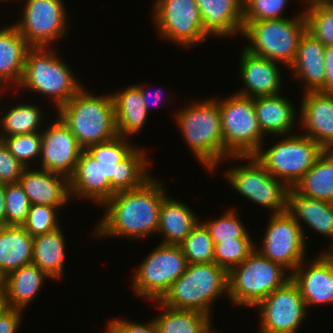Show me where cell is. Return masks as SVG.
Wrapping results in <instances>:
<instances>
[{
    "instance_id": "30",
    "label": "cell",
    "mask_w": 333,
    "mask_h": 333,
    "mask_svg": "<svg viewBox=\"0 0 333 333\" xmlns=\"http://www.w3.org/2000/svg\"><path fill=\"white\" fill-rule=\"evenodd\" d=\"M194 214L185 203L166 196L160 206L157 230L165 237L162 243L179 245L199 222Z\"/></svg>"
},
{
    "instance_id": "52",
    "label": "cell",
    "mask_w": 333,
    "mask_h": 333,
    "mask_svg": "<svg viewBox=\"0 0 333 333\" xmlns=\"http://www.w3.org/2000/svg\"><path fill=\"white\" fill-rule=\"evenodd\" d=\"M7 308L5 301V293H0V313Z\"/></svg>"
},
{
    "instance_id": "25",
    "label": "cell",
    "mask_w": 333,
    "mask_h": 333,
    "mask_svg": "<svg viewBox=\"0 0 333 333\" xmlns=\"http://www.w3.org/2000/svg\"><path fill=\"white\" fill-rule=\"evenodd\" d=\"M285 212L293 217L301 228L302 220L313 230L333 241V203L309 198L294 187H288ZM329 253L333 254V250Z\"/></svg>"
},
{
    "instance_id": "36",
    "label": "cell",
    "mask_w": 333,
    "mask_h": 333,
    "mask_svg": "<svg viewBox=\"0 0 333 333\" xmlns=\"http://www.w3.org/2000/svg\"><path fill=\"white\" fill-rule=\"evenodd\" d=\"M188 264L214 262V243L202 222L179 244Z\"/></svg>"
},
{
    "instance_id": "7",
    "label": "cell",
    "mask_w": 333,
    "mask_h": 333,
    "mask_svg": "<svg viewBox=\"0 0 333 333\" xmlns=\"http://www.w3.org/2000/svg\"><path fill=\"white\" fill-rule=\"evenodd\" d=\"M306 30L305 13L297 14L292 19L244 21L242 35L251 42L244 48L252 54L290 67Z\"/></svg>"
},
{
    "instance_id": "31",
    "label": "cell",
    "mask_w": 333,
    "mask_h": 333,
    "mask_svg": "<svg viewBox=\"0 0 333 333\" xmlns=\"http://www.w3.org/2000/svg\"><path fill=\"white\" fill-rule=\"evenodd\" d=\"M112 97L118 136L126 138L139 133L150 114L144 106L140 89L136 85H129Z\"/></svg>"
},
{
    "instance_id": "2",
    "label": "cell",
    "mask_w": 333,
    "mask_h": 333,
    "mask_svg": "<svg viewBox=\"0 0 333 333\" xmlns=\"http://www.w3.org/2000/svg\"><path fill=\"white\" fill-rule=\"evenodd\" d=\"M84 88L57 110V117L86 149L93 144L110 141L118 133L112 94L95 96Z\"/></svg>"
},
{
    "instance_id": "46",
    "label": "cell",
    "mask_w": 333,
    "mask_h": 333,
    "mask_svg": "<svg viewBox=\"0 0 333 333\" xmlns=\"http://www.w3.org/2000/svg\"><path fill=\"white\" fill-rule=\"evenodd\" d=\"M21 311L7 307L0 313V333H17L22 320Z\"/></svg>"
},
{
    "instance_id": "5",
    "label": "cell",
    "mask_w": 333,
    "mask_h": 333,
    "mask_svg": "<svg viewBox=\"0 0 333 333\" xmlns=\"http://www.w3.org/2000/svg\"><path fill=\"white\" fill-rule=\"evenodd\" d=\"M74 77L69 65L51 48L30 47L17 87L50 96L58 110L83 88Z\"/></svg>"
},
{
    "instance_id": "50",
    "label": "cell",
    "mask_w": 333,
    "mask_h": 333,
    "mask_svg": "<svg viewBox=\"0 0 333 333\" xmlns=\"http://www.w3.org/2000/svg\"><path fill=\"white\" fill-rule=\"evenodd\" d=\"M308 9L320 6H333V0H307Z\"/></svg>"
},
{
    "instance_id": "47",
    "label": "cell",
    "mask_w": 333,
    "mask_h": 333,
    "mask_svg": "<svg viewBox=\"0 0 333 333\" xmlns=\"http://www.w3.org/2000/svg\"><path fill=\"white\" fill-rule=\"evenodd\" d=\"M325 92L333 93V46H327L325 50Z\"/></svg>"
},
{
    "instance_id": "15",
    "label": "cell",
    "mask_w": 333,
    "mask_h": 333,
    "mask_svg": "<svg viewBox=\"0 0 333 333\" xmlns=\"http://www.w3.org/2000/svg\"><path fill=\"white\" fill-rule=\"evenodd\" d=\"M271 215L263 245L257 250L264 257L290 269L291 274L306 256L304 229L286 212Z\"/></svg>"
},
{
    "instance_id": "45",
    "label": "cell",
    "mask_w": 333,
    "mask_h": 333,
    "mask_svg": "<svg viewBox=\"0 0 333 333\" xmlns=\"http://www.w3.org/2000/svg\"><path fill=\"white\" fill-rule=\"evenodd\" d=\"M107 333H159L154 320L148 323L140 324L138 322H129L126 320L112 319L108 323Z\"/></svg>"
},
{
    "instance_id": "17",
    "label": "cell",
    "mask_w": 333,
    "mask_h": 333,
    "mask_svg": "<svg viewBox=\"0 0 333 333\" xmlns=\"http://www.w3.org/2000/svg\"><path fill=\"white\" fill-rule=\"evenodd\" d=\"M41 141V169L69 178L83 148L60 117L42 130Z\"/></svg>"
},
{
    "instance_id": "29",
    "label": "cell",
    "mask_w": 333,
    "mask_h": 333,
    "mask_svg": "<svg viewBox=\"0 0 333 333\" xmlns=\"http://www.w3.org/2000/svg\"><path fill=\"white\" fill-rule=\"evenodd\" d=\"M33 237L22 227H0V270L5 274L32 264Z\"/></svg>"
},
{
    "instance_id": "38",
    "label": "cell",
    "mask_w": 333,
    "mask_h": 333,
    "mask_svg": "<svg viewBox=\"0 0 333 333\" xmlns=\"http://www.w3.org/2000/svg\"><path fill=\"white\" fill-rule=\"evenodd\" d=\"M203 224L208 229L214 246L224 241H234L236 238H250L247 228L232 209H229L220 218Z\"/></svg>"
},
{
    "instance_id": "37",
    "label": "cell",
    "mask_w": 333,
    "mask_h": 333,
    "mask_svg": "<svg viewBox=\"0 0 333 333\" xmlns=\"http://www.w3.org/2000/svg\"><path fill=\"white\" fill-rule=\"evenodd\" d=\"M257 247L251 238H236L214 247V262L229 272L244 261Z\"/></svg>"
},
{
    "instance_id": "48",
    "label": "cell",
    "mask_w": 333,
    "mask_h": 333,
    "mask_svg": "<svg viewBox=\"0 0 333 333\" xmlns=\"http://www.w3.org/2000/svg\"><path fill=\"white\" fill-rule=\"evenodd\" d=\"M136 86L140 89V91H141V95H142V98H143V101H144V106H145V108H146V110L148 111V113H149V107H150V105H151V103L152 104H157V103H161V101H159L161 98H162V91L160 90V89H158V90H160V91H156V93H155V95H154V97L156 96V98H153V99H151L152 97V92H147L148 90H147V88H145V86H143V85H137L136 84ZM151 96H150V95ZM163 98H164V96H163ZM154 100V101H153ZM162 100V99H161Z\"/></svg>"
},
{
    "instance_id": "3",
    "label": "cell",
    "mask_w": 333,
    "mask_h": 333,
    "mask_svg": "<svg viewBox=\"0 0 333 333\" xmlns=\"http://www.w3.org/2000/svg\"><path fill=\"white\" fill-rule=\"evenodd\" d=\"M193 103L177 112L176 123L197 161L212 171L225 159L220 103L212 98Z\"/></svg>"
},
{
    "instance_id": "39",
    "label": "cell",
    "mask_w": 333,
    "mask_h": 333,
    "mask_svg": "<svg viewBox=\"0 0 333 333\" xmlns=\"http://www.w3.org/2000/svg\"><path fill=\"white\" fill-rule=\"evenodd\" d=\"M8 146L10 153L25 167L30 166L32 159L41 157V132L14 135L2 139Z\"/></svg>"
},
{
    "instance_id": "19",
    "label": "cell",
    "mask_w": 333,
    "mask_h": 333,
    "mask_svg": "<svg viewBox=\"0 0 333 333\" xmlns=\"http://www.w3.org/2000/svg\"><path fill=\"white\" fill-rule=\"evenodd\" d=\"M300 124L325 150L333 149V93L309 91L303 95Z\"/></svg>"
},
{
    "instance_id": "20",
    "label": "cell",
    "mask_w": 333,
    "mask_h": 333,
    "mask_svg": "<svg viewBox=\"0 0 333 333\" xmlns=\"http://www.w3.org/2000/svg\"><path fill=\"white\" fill-rule=\"evenodd\" d=\"M241 52L239 76L247 88L237 91L236 94L251 98L280 94L282 78L278 69L279 63L252 54L245 48Z\"/></svg>"
},
{
    "instance_id": "11",
    "label": "cell",
    "mask_w": 333,
    "mask_h": 333,
    "mask_svg": "<svg viewBox=\"0 0 333 333\" xmlns=\"http://www.w3.org/2000/svg\"><path fill=\"white\" fill-rule=\"evenodd\" d=\"M187 265L179 245L160 243L146 256L133 276L135 294L155 302L160 300L185 272Z\"/></svg>"
},
{
    "instance_id": "44",
    "label": "cell",
    "mask_w": 333,
    "mask_h": 333,
    "mask_svg": "<svg viewBox=\"0 0 333 333\" xmlns=\"http://www.w3.org/2000/svg\"><path fill=\"white\" fill-rule=\"evenodd\" d=\"M25 167L10 153L8 146L0 140V183H18Z\"/></svg>"
},
{
    "instance_id": "40",
    "label": "cell",
    "mask_w": 333,
    "mask_h": 333,
    "mask_svg": "<svg viewBox=\"0 0 333 333\" xmlns=\"http://www.w3.org/2000/svg\"><path fill=\"white\" fill-rule=\"evenodd\" d=\"M307 31L326 47L333 46V6H320L304 10Z\"/></svg>"
},
{
    "instance_id": "28",
    "label": "cell",
    "mask_w": 333,
    "mask_h": 333,
    "mask_svg": "<svg viewBox=\"0 0 333 333\" xmlns=\"http://www.w3.org/2000/svg\"><path fill=\"white\" fill-rule=\"evenodd\" d=\"M52 278L35 264H29L6 275L5 301L8 308L23 310L38 295L46 278Z\"/></svg>"
},
{
    "instance_id": "41",
    "label": "cell",
    "mask_w": 333,
    "mask_h": 333,
    "mask_svg": "<svg viewBox=\"0 0 333 333\" xmlns=\"http://www.w3.org/2000/svg\"><path fill=\"white\" fill-rule=\"evenodd\" d=\"M28 196L18 183L5 184L6 226H22L30 208Z\"/></svg>"
},
{
    "instance_id": "4",
    "label": "cell",
    "mask_w": 333,
    "mask_h": 333,
    "mask_svg": "<svg viewBox=\"0 0 333 333\" xmlns=\"http://www.w3.org/2000/svg\"><path fill=\"white\" fill-rule=\"evenodd\" d=\"M228 295V272L215 262L188 264L159 300L165 306L211 315L216 298Z\"/></svg>"
},
{
    "instance_id": "1",
    "label": "cell",
    "mask_w": 333,
    "mask_h": 333,
    "mask_svg": "<svg viewBox=\"0 0 333 333\" xmlns=\"http://www.w3.org/2000/svg\"><path fill=\"white\" fill-rule=\"evenodd\" d=\"M162 185L151 177L139 188L116 192L102 205L106 213L95 228V236L141 239L157 232L160 206L167 196Z\"/></svg>"
},
{
    "instance_id": "13",
    "label": "cell",
    "mask_w": 333,
    "mask_h": 333,
    "mask_svg": "<svg viewBox=\"0 0 333 333\" xmlns=\"http://www.w3.org/2000/svg\"><path fill=\"white\" fill-rule=\"evenodd\" d=\"M154 6L153 21L161 38L182 47L206 40L208 34L195 0H156Z\"/></svg>"
},
{
    "instance_id": "22",
    "label": "cell",
    "mask_w": 333,
    "mask_h": 333,
    "mask_svg": "<svg viewBox=\"0 0 333 333\" xmlns=\"http://www.w3.org/2000/svg\"><path fill=\"white\" fill-rule=\"evenodd\" d=\"M31 205L62 207L70 200L69 181L48 170L25 168L19 179Z\"/></svg>"
},
{
    "instance_id": "24",
    "label": "cell",
    "mask_w": 333,
    "mask_h": 333,
    "mask_svg": "<svg viewBox=\"0 0 333 333\" xmlns=\"http://www.w3.org/2000/svg\"><path fill=\"white\" fill-rule=\"evenodd\" d=\"M326 46L307 30L301 36L295 61L290 66L293 74L305 82L304 92H325Z\"/></svg>"
},
{
    "instance_id": "23",
    "label": "cell",
    "mask_w": 333,
    "mask_h": 333,
    "mask_svg": "<svg viewBox=\"0 0 333 333\" xmlns=\"http://www.w3.org/2000/svg\"><path fill=\"white\" fill-rule=\"evenodd\" d=\"M205 32L211 36L231 37L244 29L243 0H195Z\"/></svg>"
},
{
    "instance_id": "9",
    "label": "cell",
    "mask_w": 333,
    "mask_h": 333,
    "mask_svg": "<svg viewBox=\"0 0 333 333\" xmlns=\"http://www.w3.org/2000/svg\"><path fill=\"white\" fill-rule=\"evenodd\" d=\"M223 155L253 156L262 146L265 136L258 123L254 98L231 94L226 100H219Z\"/></svg>"
},
{
    "instance_id": "27",
    "label": "cell",
    "mask_w": 333,
    "mask_h": 333,
    "mask_svg": "<svg viewBox=\"0 0 333 333\" xmlns=\"http://www.w3.org/2000/svg\"><path fill=\"white\" fill-rule=\"evenodd\" d=\"M29 48L26 39L15 25L0 29V87L7 82H13L12 85L17 88L23 75Z\"/></svg>"
},
{
    "instance_id": "12",
    "label": "cell",
    "mask_w": 333,
    "mask_h": 333,
    "mask_svg": "<svg viewBox=\"0 0 333 333\" xmlns=\"http://www.w3.org/2000/svg\"><path fill=\"white\" fill-rule=\"evenodd\" d=\"M248 161L244 166H234L224 173L231 187L255 204L273 210V214L285 212L288 186L273 177L254 156H231Z\"/></svg>"
},
{
    "instance_id": "43",
    "label": "cell",
    "mask_w": 333,
    "mask_h": 333,
    "mask_svg": "<svg viewBox=\"0 0 333 333\" xmlns=\"http://www.w3.org/2000/svg\"><path fill=\"white\" fill-rule=\"evenodd\" d=\"M288 0H243L244 21L284 19Z\"/></svg>"
},
{
    "instance_id": "10",
    "label": "cell",
    "mask_w": 333,
    "mask_h": 333,
    "mask_svg": "<svg viewBox=\"0 0 333 333\" xmlns=\"http://www.w3.org/2000/svg\"><path fill=\"white\" fill-rule=\"evenodd\" d=\"M285 137L266 151L261 147L253 156L273 177L294 187L325 149L303 134Z\"/></svg>"
},
{
    "instance_id": "34",
    "label": "cell",
    "mask_w": 333,
    "mask_h": 333,
    "mask_svg": "<svg viewBox=\"0 0 333 333\" xmlns=\"http://www.w3.org/2000/svg\"><path fill=\"white\" fill-rule=\"evenodd\" d=\"M158 308L164 310L154 322L159 333H210L212 331L211 318L205 313L191 310L174 309L157 300Z\"/></svg>"
},
{
    "instance_id": "33",
    "label": "cell",
    "mask_w": 333,
    "mask_h": 333,
    "mask_svg": "<svg viewBox=\"0 0 333 333\" xmlns=\"http://www.w3.org/2000/svg\"><path fill=\"white\" fill-rule=\"evenodd\" d=\"M294 188L309 198L333 203V149L324 150Z\"/></svg>"
},
{
    "instance_id": "8",
    "label": "cell",
    "mask_w": 333,
    "mask_h": 333,
    "mask_svg": "<svg viewBox=\"0 0 333 333\" xmlns=\"http://www.w3.org/2000/svg\"><path fill=\"white\" fill-rule=\"evenodd\" d=\"M85 150L103 166L104 177L115 192L139 188L151 178L146 170L150 164L144 149L131 145L122 136Z\"/></svg>"
},
{
    "instance_id": "6",
    "label": "cell",
    "mask_w": 333,
    "mask_h": 333,
    "mask_svg": "<svg viewBox=\"0 0 333 333\" xmlns=\"http://www.w3.org/2000/svg\"><path fill=\"white\" fill-rule=\"evenodd\" d=\"M285 271L288 270L255 249L228 272L227 296L237 306L254 308L291 279V274Z\"/></svg>"
},
{
    "instance_id": "35",
    "label": "cell",
    "mask_w": 333,
    "mask_h": 333,
    "mask_svg": "<svg viewBox=\"0 0 333 333\" xmlns=\"http://www.w3.org/2000/svg\"><path fill=\"white\" fill-rule=\"evenodd\" d=\"M42 111L34 104H18L13 106L5 115L0 117V140L4 137L39 132ZM39 127V128H38Z\"/></svg>"
},
{
    "instance_id": "49",
    "label": "cell",
    "mask_w": 333,
    "mask_h": 333,
    "mask_svg": "<svg viewBox=\"0 0 333 333\" xmlns=\"http://www.w3.org/2000/svg\"><path fill=\"white\" fill-rule=\"evenodd\" d=\"M6 226L5 184L0 183V227Z\"/></svg>"
},
{
    "instance_id": "18",
    "label": "cell",
    "mask_w": 333,
    "mask_h": 333,
    "mask_svg": "<svg viewBox=\"0 0 333 333\" xmlns=\"http://www.w3.org/2000/svg\"><path fill=\"white\" fill-rule=\"evenodd\" d=\"M316 256L309 266H304L303 260L291 273L307 308L333 303V254L325 251Z\"/></svg>"
},
{
    "instance_id": "26",
    "label": "cell",
    "mask_w": 333,
    "mask_h": 333,
    "mask_svg": "<svg viewBox=\"0 0 333 333\" xmlns=\"http://www.w3.org/2000/svg\"><path fill=\"white\" fill-rule=\"evenodd\" d=\"M295 106L281 94L254 98V108L259 127L264 135L290 134L296 121Z\"/></svg>"
},
{
    "instance_id": "51",
    "label": "cell",
    "mask_w": 333,
    "mask_h": 333,
    "mask_svg": "<svg viewBox=\"0 0 333 333\" xmlns=\"http://www.w3.org/2000/svg\"><path fill=\"white\" fill-rule=\"evenodd\" d=\"M6 275L0 270V293H5Z\"/></svg>"
},
{
    "instance_id": "14",
    "label": "cell",
    "mask_w": 333,
    "mask_h": 333,
    "mask_svg": "<svg viewBox=\"0 0 333 333\" xmlns=\"http://www.w3.org/2000/svg\"><path fill=\"white\" fill-rule=\"evenodd\" d=\"M261 333H297L307 306L296 283L290 279L256 306Z\"/></svg>"
},
{
    "instance_id": "21",
    "label": "cell",
    "mask_w": 333,
    "mask_h": 333,
    "mask_svg": "<svg viewBox=\"0 0 333 333\" xmlns=\"http://www.w3.org/2000/svg\"><path fill=\"white\" fill-rule=\"evenodd\" d=\"M70 199L73 196L84 197L104 204L115 195L111 184L104 177L103 166L96 161L85 149L82 150L73 174L68 178Z\"/></svg>"
},
{
    "instance_id": "32",
    "label": "cell",
    "mask_w": 333,
    "mask_h": 333,
    "mask_svg": "<svg viewBox=\"0 0 333 333\" xmlns=\"http://www.w3.org/2000/svg\"><path fill=\"white\" fill-rule=\"evenodd\" d=\"M60 228L33 237L32 263L56 280L63 275L66 256V240Z\"/></svg>"
},
{
    "instance_id": "16",
    "label": "cell",
    "mask_w": 333,
    "mask_h": 333,
    "mask_svg": "<svg viewBox=\"0 0 333 333\" xmlns=\"http://www.w3.org/2000/svg\"><path fill=\"white\" fill-rule=\"evenodd\" d=\"M63 0H27L22 20L14 25L30 47H49L66 34Z\"/></svg>"
},
{
    "instance_id": "42",
    "label": "cell",
    "mask_w": 333,
    "mask_h": 333,
    "mask_svg": "<svg viewBox=\"0 0 333 333\" xmlns=\"http://www.w3.org/2000/svg\"><path fill=\"white\" fill-rule=\"evenodd\" d=\"M60 207L49 205H30L27 219L22 227L32 236L48 233L60 227L58 211Z\"/></svg>"
}]
</instances>
